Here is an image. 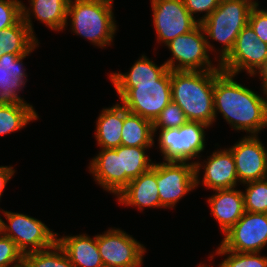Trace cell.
<instances>
[{
	"label": "cell",
	"instance_id": "obj_1",
	"mask_svg": "<svg viewBox=\"0 0 267 267\" xmlns=\"http://www.w3.org/2000/svg\"><path fill=\"white\" fill-rule=\"evenodd\" d=\"M235 77L222 71L215 78V122L220 112L231 128L258 135L267 127V98L235 81Z\"/></svg>",
	"mask_w": 267,
	"mask_h": 267
},
{
	"label": "cell",
	"instance_id": "obj_2",
	"mask_svg": "<svg viewBox=\"0 0 267 267\" xmlns=\"http://www.w3.org/2000/svg\"><path fill=\"white\" fill-rule=\"evenodd\" d=\"M221 72V69L171 71L172 101L183 110L188 121L209 127L214 123V85Z\"/></svg>",
	"mask_w": 267,
	"mask_h": 267
},
{
	"label": "cell",
	"instance_id": "obj_3",
	"mask_svg": "<svg viewBox=\"0 0 267 267\" xmlns=\"http://www.w3.org/2000/svg\"><path fill=\"white\" fill-rule=\"evenodd\" d=\"M113 0H70L67 20L75 35L98 48L110 46L117 31Z\"/></svg>",
	"mask_w": 267,
	"mask_h": 267
},
{
	"label": "cell",
	"instance_id": "obj_4",
	"mask_svg": "<svg viewBox=\"0 0 267 267\" xmlns=\"http://www.w3.org/2000/svg\"><path fill=\"white\" fill-rule=\"evenodd\" d=\"M254 5L248 0H221L218 7L204 20L200 22L209 51L217 49L209 39L222 43L219 55L216 59L221 63L232 51L236 38L241 30L248 24L249 15ZM211 49V50H210Z\"/></svg>",
	"mask_w": 267,
	"mask_h": 267
},
{
	"label": "cell",
	"instance_id": "obj_5",
	"mask_svg": "<svg viewBox=\"0 0 267 267\" xmlns=\"http://www.w3.org/2000/svg\"><path fill=\"white\" fill-rule=\"evenodd\" d=\"M121 104L131 113L152 122L172 101L171 71L146 83H113Z\"/></svg>",
	"mask_w": 267,
	"mask_h": 267
},
{
	"label": "cell",
	"instance_id": "obj_6",
	"mask_svg": "<svg viewBox=\"0 0 267 267\" xmlns=\"http://www.w3.org/2000/svg\"><path fill=\"white\" fill-rule=\"evenodd\" d=\"M165 46L172 57L165 61L170 71H209L221 69L210 59L204 30L199 24L191 32L177 36Z\"/></svg>",
	"mask_w": 267,
	"mask_h": 267
},
{
	"label": "cell",
	"instance_id": "obj_7",
	"mask_svg": "<svg viewBox=\"0 0 267 267\" xmlns=\"http://www.w3.org/2000/svg\"><path fill=\"white\" fill-rule=\"evenodd\" d=\"M207 124L188 121L179 128L159 131L158 148L164 161L189 162L205 149Z\"/></svg>",
	"mask_w": 267,
	"mask_h": 267
},
{
	"label": "cell",
	"instance_id": "obj_8",
	"mask_svg": "<svg viewBox=\"0 0 267 267\" xmlns=\"http://www.w3.org/2000/svg\"><path fill=\"white\" fill-rule=\"evenodd\" d=\"M267 66V44L261 41L251 26L247 24L236 38L229 55L220 63L223 72L238 75L246 71L256 76Z\"/></svg>",
	"mask_w": 267,
	"mask_h": 267
},
{
	"label": "cell",
	"instance_id": "obj_9",
	"mask_svg": "<svg viewBox=\"0 0 267 267\" xmlns=\"http://www.w3.org/2000/svg\"><path fill=\"white\" fill-rule=\"evenodd\" d=\"M9 224L4 221L3 234L11 238L24 254L44 250L56 241L58 233L50 230L42 221L26 214L1 210Z\"/></svg>",
	"mask_w": 267,
	"mask_h": 267
},
{
	"label": "cell",
	"instance_id": "obj_10",
	"mask_svg": "<svg viewBox=\"0 0 267 267\" xmlns=\"http://www.w3.org/2000/svg\"><path fill=\"white\" fill-rule=\"evenodd\" d=\"M97 235V245L104 267H140L146 248L132 235L114 227Z\"/></svg>",
	"mask_w": 267,
	"mask_h": 267
},
{
	"label": "cell",
	"instance_id": "obj_11",
	"mask_svg": "<svg viewBox=\"0 0 267 267\" xmlns=\"http://www.w3.org/2000/svg\"><path fill=\"white\" fill-rule=\"evenodd\" d=\"M194 162L164 161L157 164V188L161 208H174L195 186Z\"/></svg>",
	"mask_w": 267,
	"mask_h": 267
},
{
	"label": "cell",
	"instance_id": "obj_12",
	"mask_svg": "<svg viewBox=\"0 0 267 267\" xmlns=\"http://www.w3.org/2000/svg\"><path fill=\"white\" fill-rule=\"evenodd\" d=\"M151 8L157 42L163 45L200 24L188 12L183 0H151Z\"/></svg>",
	"mask_w": 267,
	"mask_h": 267
},
{
	"label": "cell",
	"instance_id": "obj_13",
	"mask_svg": "<svg viewBox=\"0 0 267 267\" xmlns=\"http://www.w3.org/2000/svg\"><path fill=\"white\" fill-rule=\"evenodd\" d=\"M221 246L232 252H262L267 245V214L245 211L224 234Z\"/></svg>",
	"mask_w": 267,
	"mask_h": 267
},
{
	"label": "cell",
	"instance_id": "obj_14",
	"mask_svg": "<svg viewBox=\"0 0 267 267\" xmlns=\"http://www.w3.org/2000/svg\"><path fill=\"white\" fill-rule=\"evenodd\" d=\"M229 149L240 184L267 178V149L258 135H244Z\"/></svg>",
	"mask_w": 267,
	"mask_h": 267
},
{
	"label": "cell",
	"instance_id": "obj_15",
	"mask_svg": "<svg viewBox=\"0 0 267 267\" xmlns=\"http://www.w3.org/2000/svg\"><path fill=\"white\" fill-rule=\"evenodd\" d=\"M207 157V161L199 162L197 160L194 162L195 186L197 187L200 183H203L205 187L210 190L213 189V192L215 190L236 188L239 180L231 150L229 148L217 149ZM201 168L204 170L202 181L199 178Z\"/></svg>",
	"mask_w": 267,
	"mask_h": 267
},
{
	"label": "cell",
	"instance_id": "obj_16",
	"mask_svg": "<svg viewBox=\"0 0 267 267\" xmlns=\"http://www.w3.org/2000/svg\"><path fill=\"white\" fill-rule=\"evenodd\" d=\"M119 204L137 206L140 211L144 208H161L157 188V163L146 172L132 179L117 195Z\"/></svg>",
	"mask_w": 267,
	"mask_h": 267
},
{
	"label": "cell",
	"instance_id": "obj_17",
	"mask_svg": "<svg viewBox=\"0 0 267 267\" xmlns=\"http://www.w3.org/2000/svg\"><path fill=\"white\" fill-rule=\"evenodd\" d=\"M38 42L27 54H4L0 57V102L27 103L18 94L26 87L27 73L23 59L29 56Z\"/></svg>",
	"mask_w": 267,
	"mask_h": 267
},
{
	"label": "cell",
	"instance_id": "obj_18",
	"mask_svg": "<svg viewBox=\"0 0 267 267\" xmlns=\"http://www.w3.org/2000/svg\"><path fill=\"white\" fill-rule=\"evenodd\" d=\"M89 163V173L106 191L117 196L125 188V173H121L120 155L115 149H101Z\"/></svg>",
	"mask_w": 267,
	"mask_h": 267
},
{
	"label": "cell",
	"instance_id": "obj_19",
	"mask_svg": "<svg viewBox=\"0 0 267 267\" xmlns=\"http://www.w3.org/2000/svg\"><path fill=\"white\" fill-rule=\"evenodd\" d=\"M69 1L70 0H29L30 5L28 8L22 1V20L35 38L36 35L34 34L35 32L32 25V15L51 30L62 31L65 27L67 28L68 25L67 12Z\"/></svg>",
	"mask_w": 267,
	"mask_h": 267
},
{
	"label": "cell",
	"instance_id": "obj_20",
	"mask_svg": "<svg viewBox=\"0 0 267 267\" xmlns=\"http://www.w3.org/2000/svg\"><path fill=\"white\" fill-rule=\"evenodd\" d=\"M207 202L223 234L245 213L243 192L236 188L215 190V194L211 195Z\"/></svg>",
	"mask_w": 267,
	"mask_h": 267
},
{
	"label": "cell",
	"instance_id": "obj_21",
	"mask_svg": "<svg viewBox=\"0 0 267 267\" xmlns=\"http://www.w3.org/2000/svg\"><path fill=\"white\" fill-rule=\"evenodd\" d=\"M74 267H104L97 245V235L87 234L57 237Z\"/></svg>",
	"mask_w": 267,
	"mask_h": 267
},
{
	"label": "cell",
	"instance_id": "obj_22",
	"mask_svg": "<svg viewBox=\"0 0 267 267\" xmlns=\"http://www.w3.org/2000/svg\"><path fill=\"white\" fill-rule=\"evenodd\" d=\"M124 117L125 107L120 103L102 109L94 136L101 149H115L121 145Z\"/></svg>",
	"mask_w": 267,
	"mask_h": 267
},
{
	"label": "cell",
	"instance_id": "obj_23",
	"mask_svg": "<svg viewBox=\"0 0 267 267\" xmlns=\"http://www.w3.org/2000/svg\"><path fill=\"white\" fill-rule=\"evenodd\" d=\"M153 122L129 112L125 108L121 145L126 147H153Z\"/></svg>",
	"mask_w": 267,
	"mask_h": 267
},
{
	"label": "cell",
	"instance_id": "obj_24",
	"mask_svg": "<svg viewBox=\"0 0 267 267\" xmlns=\"http://www.w3.org/2000/svg\"><path fill=\"white\" fill-rule=\"evenodd\" d=\"M33 105L22 102H0V136L22 130L38 119Z\"/></svg>",
	"mask_w": 267,
	"mask_h": 267
},
{
	"label": "cell",
	"instance_id": "obj_25",
	"mask_svg": "<svg viewBox=\"0 0 267 267\" xmlns=\"http://www.w3.org/2000/svg\"><path fill=\"white\" fill-rule=\"evenodd\" d=\"M38 39L29 31L22 18L13 26L0 31L1 56L4 54H27Z\"/></svg>",
	"mask_w": 267,
	"mask_h": 267
},
{
	"label": "cell",
	"instance_id": "obj_26",
	"mask_svg": "<svg viewBox=\"0 0 267 267\" xmlns=\"http://www.w3.org/2000/svg\"><path fill=\"white\" fill-rule=\"evenodd\" d=\"M168 70L167 65L163 63L158 66L146 55H142L131 66L129 72H114L109 74L112 83H146L158 80Z\"/></svg>",
	"mask_w": 267,
	"mask_h": 267
},
{
	"label": "cell",
	"instance_id": "obj_27",
	"mask_svg": "<svg viewBox=\"0 0 267 267\" xmlns=\"http://www.w3.org/2000/svg\"><path fill=\"white\" fill-rule=\"evenodd\" d=\"M151 147H126L120 145L117 155H120L121 173H125V187L140 174L148 171L153 162L146 155L147 149Z\"/></svg>",
	"mask_w": 267,
	"mask_h": 267
},
{
	"label": "cell",
	"instance_id": "obj_28",
	"mask_svg": "<svg viewBox=\"0 0 267 267\" xmlns=\"http://www.w3.org/2000/svg\"><path fill=\"white\" fill-rule=\"evenodd\" d=\"M23 263L27 267H74L57 241L47 249L24 254Z\"/></svg>",
	"mask_w": 267,
	"mask_h": 267
},
{
	"label": "cell",
	"instance_id": "obj_29",
	"mask_svg": "<svg viewBox=\"0 0 267 267\" xmlns=\"http://www.w3.org/2000/svg\"><path fill=\"white\" fill-rule=\"evenodd\" d=\"M215 251L213 253L215 255H227L218 267H267V256H262L261 252H232L224 249L221 245Z\"/></svg>",
	"mask_w": 267,
	"mask_h": 267
},
{
	"label": "cell",
	"instance_id": "obj_30",
	"mask_svg": "<svg viewBox=\"0 0 267 267\" xmlns=\"http://www.w3.org/2000/svg\"><path fill=\"white\" fill-rule=\"evenodd\" d=\"M243 185L246 186L243 192L245 211L267 214V178Z\"/></svg>",
	"mask_w": 267,
	"mask_h": 267
},
{
	"label": "cell",
	"instance_id": "obj_31",
	"mask_svg": "<svg viewBox=\"0 0 267 267\" xmlns=\"http://www.w3.org/2000/svg\"><path fill=\"white\" fill-rule=\"evenodd\" d=\"M187 122L183 110L171 101L153 122L154 137H156L158 129L179 128Z\"/></svg>",
	"mask_w": 267,
	"mask_h": 267
},
{
	"label": "cell",
	"instance_id": "obj_32",
	"mask_svg": "<svg viewBox=\"0 0 267 267\" xmlns=\"http://www.w3.org/2000/svg\"><path fill=\"white\" fill-rule=\"evenodd\" d=\"M23 263V253L17 248L15 242L0 235V267H17Z\"/></svg>",
	"mask_w": 267,
	"mask_h": 267
},
{
	"label": "cell",
	"instance_id": "obj_33",
	"mask_svg": "<svg viewBox=\"0 0 267 267\" xmlns=\"http://www.w3.org/2000/svg\"><path fill=\"white\" fill-rule=\"evenodd\" d=\"M21 0H0V31L15 25L22 18Z\"/></svg>",
	"mask_w": 267,
	"mask_h": 267
},
{
	"label": "cell",
	"instance_id": "obj_34",
	"mask_svg": "<svg viewBox=\"0 0 267 267\" xmlns=\"http://www.w3.org/2000/svg\"><path fill=\"white\" fill-rule=\"evenodd\" d=\"M248 24L257 34L258 38L267 44V10L255 5L250 12Z\"/></svg>",
	"mask_w": 267,
	"mask_h": 267
},
{
	"label": "cell",
	"instance_id": "obj_35",
	"mask_svg": "<svg viewBox=\"0 0 267 267\" xmlns=\"http://www.w3.org/2000/svg\"><path fill=\"white\" fill-rule=\"evenodd\" d=\"M188 12L196 19V13H205L202 17L197 19L200 23L206 19L220 4L221 0H183ZM195 14V16H194Z\"/></svg>",
	"mask_w": 267,
	"mask_h": 267
},
{
	"label": "cell",
	"instance_id": "obj_36",
	"mask_svg": "<svg viewBox=\"0 0 267 267\" xmlns=\"http://www.w3.org/2000/svg\"><path fill=\"white\" fill-rule=\"evenodd\" d=\"M15 170L12 166H0V200L7 183L13 178Z\"/></svg>",
	"mask_w": 267,
	"mask_h": 267
},
{
	"label": "cell",
	"instance_id": "obj_37",
	"mask_svg": "<svg viewBox=\"0 0 267 267\" xmlns=\"http://www.w3.org/2000/svg\"><path fill=\"white\" fill-rule=\"evenodd\" d=\"M261 78L262 82V92L263 96L267 98V66L259 73V79Z\"/></svg>",
	"mask_w": 267,
	"mask_h": 267
},
{
	"label": "cell",
	"instance_id": "obj_38",
	"mask_svg": "<svg viewBox=\"0 0 267 267\" xmlns=\"http://www.w3.org/2000/svg\"><path fill=\"white\" fill-rule=\"evenodd\" d=\"M3 225H4V220L0 216V235L3 234Z\"/></svg>",
	"mask_w": 267,
	"mask_h": 267
},
{
	"label": "cell",
	"instance_id": "obj_39",
	"mask_svg": "<svg viewBox=\"0 0 267 267\" xmlns=\"http://www.w3.org/2000/svg\"><path fill=\"white\" fill-rule=\"evenodd\" d=\"M249 2H251L254 6L255 5H259V2H257V0L255 1V0H248Z\"/></svg>",
	"mask_w": 267,
	"mask_h": 267
},
{
	"label": "cell",
	"instance_id": "obj_40",
	"mask_svg": "<svg viewBox=\"0 0 267 267\" xmlns=\"http://www.w3.org/2000/svg\"><path fill=\"white\" fill-rule=\"evenodd\" d=\"M198 267H210V266H207V264H206V265H205V264L202 265V263H200ZM211 267H212V266H211ZM213 267H214V266H213Z\"/></svg>",
	"mask_w": 267,
	"mask_h": 267
},
{
	"label": "cell",
	"instance_id": "obj_41",
	"mask_svg": "<svg viewBox=\"0 0 267 267\" xmlns=\"http://www.w3.org/2000/svg\"><path fill=\"white\" fill-rule=\"evenodd\" d=\"M17 267H27L24 263H22L21 265H18Z\"/></svg>",
	"mask_w": 267,
	"mask_h": 267
}]
</instances>
